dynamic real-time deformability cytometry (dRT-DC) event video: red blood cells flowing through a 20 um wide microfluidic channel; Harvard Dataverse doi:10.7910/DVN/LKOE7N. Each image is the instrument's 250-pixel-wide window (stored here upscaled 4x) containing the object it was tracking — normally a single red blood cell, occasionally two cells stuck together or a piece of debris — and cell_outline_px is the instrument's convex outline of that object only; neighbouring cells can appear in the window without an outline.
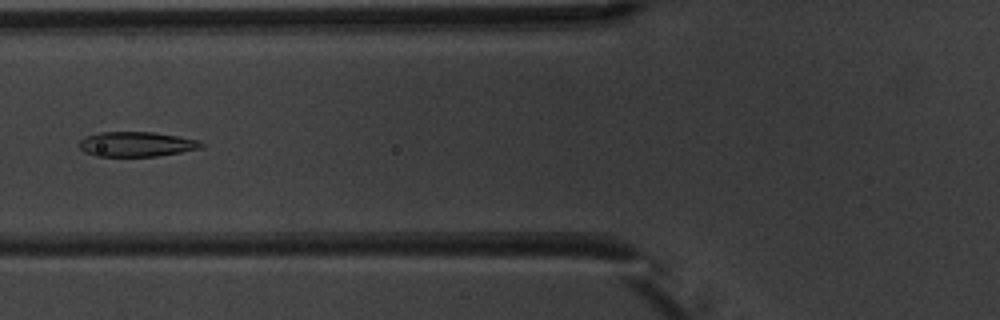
{"species": "common noctule bat (a hibernating species)", "species_latin": "Nyctalus noctula", "temperature_condition": "warm", "stored_images_in_passage": 7, "camera_frame_rate_fps": 3000, "um_per_image_px": 0.085, "animal": {"sex": "male", "body_mass_g": 20.1, "forearm_length_mm": 53.5}, "frame": {"image": 1, "passage_image": 6, "time_ms": 6.667, "image_size_px": [1000, 320], "cell_outline_px": [[204, 144], [200, 148], [180, 152], [156, 156], [96, 156], [84, 152], [80, 148], [80, 140], [84, 136], [100, 132], [152, 132], [176, 136], [196, 140]], "centroid_in_image_um": [11.54, 12.25], "position_along_channel_um": 114.3, "area_um2": 17.46}}
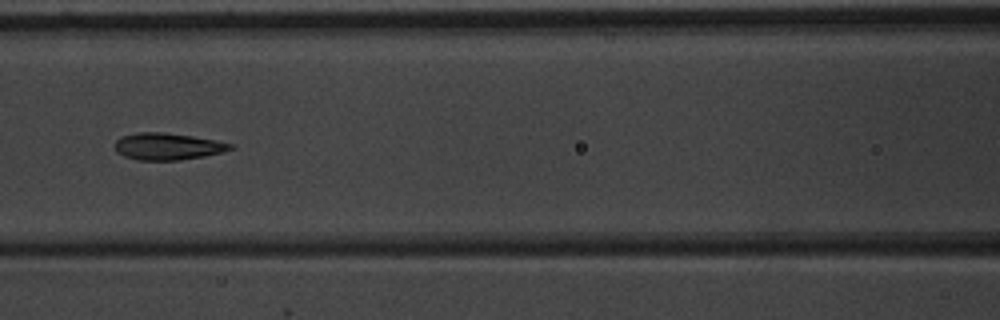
{"frame": {"image": 2, "passage_image": 7, "time_ms": 7.667, "image_size_px": [1000, 320], "cell_outline_px": [[236, 148], [224, 152], [204, 156], [180, 160], [136, 160], [124, 156], [116, 152], [112, 144], [120, 136], [136, 132], [160, 132], [192, 136], [216, 140], [232, 144]], "centroid_in_image_um": [14.21, 12.44], "position_along_channel_um": 152.4, "area_um2": 18.38}}